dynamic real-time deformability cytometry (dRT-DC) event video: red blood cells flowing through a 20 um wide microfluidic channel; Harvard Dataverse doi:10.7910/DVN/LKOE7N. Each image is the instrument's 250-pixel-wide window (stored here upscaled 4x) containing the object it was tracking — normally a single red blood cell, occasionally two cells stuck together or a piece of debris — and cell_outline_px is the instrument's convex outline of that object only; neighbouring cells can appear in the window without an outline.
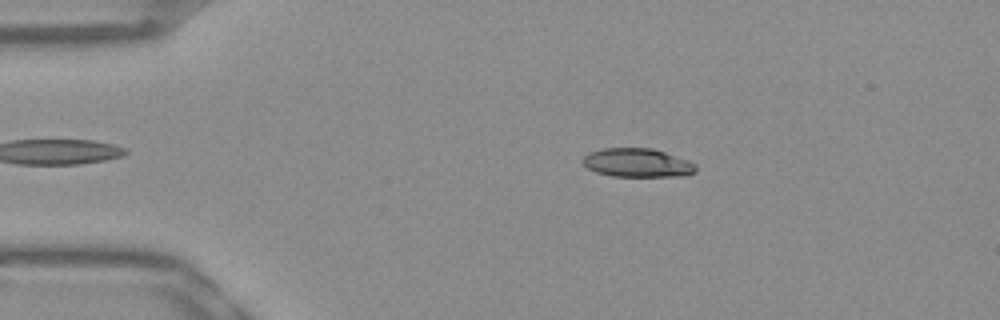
{"species": "Egyptian fruit bat (a non-hibernating species)", "species_latin": "Rousettus aegyptiacus", "temperature_condition": "warm", "stored_images_in_passage": 44, "camera_frame_rate_fps": 3000, "um_per_image_px": 0.085, "frame": {"image": 1, "passage_image": 9, "time_ms": 2.667, "image_size_px": [1000, 320], "cell_outline_px": [[696, 172], [684, 176], [612, 176], [596, 172], [588, 168], [580, 160], [588, 152], [604, 148], [652, 148], [688, 160], [696, 164]], "centroid_in_image_um": [54.16, 13.83], "position_along_channel_um": 30.8, "area_um2": 18.96}}
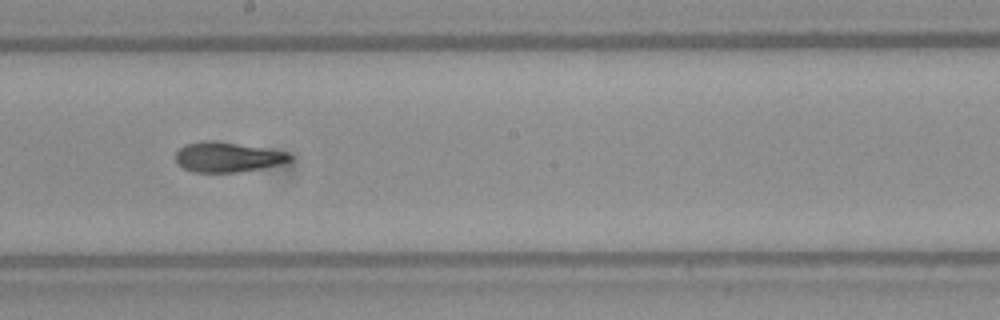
{"frame": {"image": 2, "passage_image": 28, "time_ms": 9.0, "image_size_px": [1000, 320], "cell_outline_px": [[292, 160], [280, 164], [260, 168], [236, 172], [192, 172], [176, 164], [176, 152], [184, 144], [204, 140], [212, 140], [288, 152], [292, 156]], "centroid_in_image_um": [19.29, 13.35], "position_along_channel_um": 228.9, "area_um2": 19.83}}
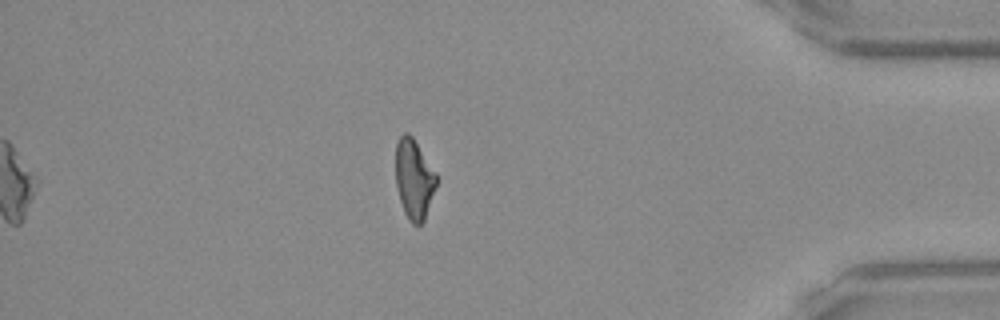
{"frame": {"image": 3, "passage_image": 44, "time_ms": 14.333, "image_size_px": [1000, 320], "cell_outline_px": [[436, 184], [424, 220], [420, 224], [412, 224], [408, 220], [404, 212], [400, 200], [396, 184], [396, 144], [400, 136], [404, 132], [408, 132], [412, 136], [436, 172]], "centroid_in_image_um": [35.17, 15.2], "position_along_channel_um": 400.0, "area_um2": 18.73}, "authors_computed_cell_mechanics": {"area_um2": 19.6231, "velocity_mm_per_s": 3.9213, "shape_relaxation_time_tau1_ms": 9.4739, "shape_relaxation_time_tau2_ms": 2.0508, "deformation_change_tau1": 0.2639, "deformation_change_tau2": 0.0987}}